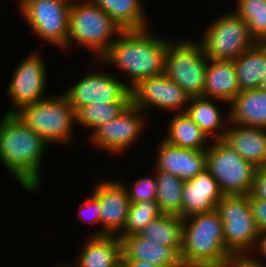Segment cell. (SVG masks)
<instances>
[{"label": "cell", "instance_id": "cell-1", "mask_svg": "<svg viewBox=\"0 0 266 267\" xmlns=\"http://www.w3.org/2000/svg\"><path fill=\"white\" fill-rule=\"evenodd\" d=\"M49 144L15 114L4 113L0 119V163L15 182L27 191L42 190V168Z\"/></svg>", "mask_w": 266, "mask_h": 267}, {"label": "cell", "instance_id": "cell-2", "mask_svg": "<svg viewBox=\"0 0 266 267\" xmlns=\"http://www.w3.org/2000/svg\"><path fill=\"white\" fill-rule=\"evenodd\" d=\"M141 30H124L108 50L98 59V64L112 66L126 75L124 84L131 90L141 80L164 73L165 54L174 38ZM129 78V79H128ZM127 81V82H126Z\"/></svg>", "mask_w": 266, "mask_h": 267}, {"label": "cell", "instance_id": "cell-3", "mask_svg": "<svg viewBox=\"0 0 266 267\" xmlns=\"http://www.w3.org/2000/svg\"><path fill=\"white\" fill-rule=\"evenodd\" d=\"M231 256L216 209L183 219L180 258L184 267H224Z\"/></svg>", "mask_w": 266, "mask_h": 267}, {"label": "cell", "instance_id": "cell-4", "mask_svg": "<svg viewBox=\"0 0 266 267\" xmlns=\"http://www.w3.org/2000/svg\"><path fill=\"white\" fill-rule=\"evenodd\" d=\"M122 32L118 24L91 0H77L70 6L65 50L75 44L89 50L98 60Z\"/></svg>", "mask_w": 266, "mask_h": 267}, {"label": "cell", "instance_id": "cell-5", "mask_svg": "<svg viewBox=\"0 0 266 267\" xmlns=\"http://www.w3.org/2000/svg\"><path fill=\"white\" fill-rule=\"evenodd\" d=\"M14 114L39 134L49 146L55 144L70 148L75 142V111L62 92L59 95L50 94L38 102L25 105Z\"/></svg>", "mask_w": 266, "mask_h": 267}, {"label": "cell", "instance_id": "cell-6", "mask_svg": "<svg viewBox=\"0 0 266 267\" xmlns=\"http://www.w3.org/2000/svg\"><path fill=\"white\" fill-rule=\"evenodd\" d=\"M184 35L173 39L166 50L164 74L176 82L190 98L203 96L209 59L202 44Z\"/></svg>", "mask_w": 266, "mask_h": 267}, {"label": "cell", "instance_id": "cell-7", "mask_svg": "<svg viewBox=\"0 0 266 267\" xmlns=\"http://www.w3.org/2000/svg\"><path fill=\"white\" fill-rule=\"evenodd\" d=\"M202 32L197 40L211 60H235L257 43L249 26L233 10L216 16Z\"/></svg>", "mask_w": 266, "mask_h": 267}, {"label": "cell", "instance_id": "cell-8", "mask_svg": "<svg viewBox=\"0 0 266 267\" xmlns=\"http://www.w3.org/2000/svg\"><path fill=\"white\" fill-rule=\"evenodd\" d=\"M206 169L217 181L223 195L233 196L250 194L258 168L219 139L211 140L206 150Z\"/></svg>", "mask_w": 266, "mask_h": 267}, {"label": "cell", "instance_id": "cell-9", "mask_svg": "<svg viewBox=\"0 0 266 267\" xmlns=\"http://www.w3.org/2000/svg\"><path fill=\"white\" fill-rule=\"evenodd\" d=\"M19 16L44 42L65 50L69 32L70 6L61 0H16Z\"/></svg>", "mask_w": 266, "mask_h": 267}, {"label": "cell", "instance_id": "cell-10", "mask_svg": "<svg viewBox=\"0 0 266 267\" xmlns=\"http://www.w3.org/2000/svg\"><path fill=\"white\" fill-rule=\"evenodd\" d=\"M216 210L223 222L226 249L233 254H250L259 239L248 195L223 196Z\"/></svg>", "mask_w": 266, "mask_h": 267}, {"label": "cell", "instance_id": "cell-11", "mask_svg": "<svg viewBox=\"0 0 266 267\" xmlns=\"http://www.w3.org/2000/svg\"><path fill=\"white\" fill-rule=\"evenodd\" d=\"M41 48L31 50L13 69L6 88L12 102L6 114H14L25 105L33 104L49 96L48 68ZM48 91V94L46 93ZM47 94V95H46Z\"/></svg>", "mask_w": 266, "mask_h": 267}, {"label": "cell", "instance_id": "cell-12", "mask_svg": "<svg viewBox=\"0 0 266 267\" xmlns=\"http://www.w3.org/2000/svg\"><path fill=\"white\" fill-rule=\"evenodd\" d=\"M96 69L75 80V84H70L63 91L75 112L91 104L132 103L131 90L123 82L125 78L120 79L111 71Z\"/></svg>", "mask_w": 266, "mask_h": 267}, {"label": "cell", "instance_id": "cell-13", "mask_svg": "<svg viewBox=\"0 0 266 267\" xmlns=\"http://www.w3.org/2000/svg\"><path fill=\"white\" fill-rule=\"evenodd\" d=\"M147 123V114L131 103L118 117L99 126L87 142L108 155L124 156L123 152L126 153L139 142Z\"/></svg>", "mask_w": 266, "mask_h": 267}, {"label": "cell", "instance_id": "cell-14", "mask_svg": "<svg viewBox=\"0 0 266 267\" xmlns=\"http://www.w3.org/2000/svg\"><path fill=\"white\" fill-rule=\"evenodd\" d=\"M190 96L164 73L141 80L131 89V101L146 114L160 111L186 112Z\"/></svg>", "mask_w": 266, "mask_h": 267}, {"label": "cell", "instance_id": "cell-15", "mask_svg": "<svg viewBox=\"0 0 266 267\" xmlns=\"http://www.w3.org/2000/svg\"><path fill=\"white\" fill-rule=\"evenodd\" d=\"M91 193L101 206V236H118L123 230L131 201L126 188L117 179H96Z\"/></svg>", "mask_w": 266, "mask_h": 267}, {"label": "cell", "instance_id": "cell-16", "mask_svg": "<svg viewBox=\"0 0 266 267\" xmlns=\"http://www.w3.org/2000/svg\"><path fill=\"white\" fill-rule=\"evenodd\" d=\"M157 143L152 171H165L188 181L206 169V150L179 148L162 139Z\"/></svg>", "mask_w": 266, "mask_h": 267}, {"label": "cell", "instance_id": "cell-17", "mask_svg": "<svg viewBox=\"0 0 266 267\" xmlns=\"http://www.w3.org/2000/svg\"><path fill=\"white\" fill-rule=\"evenodd\" d=\"M223 196L217 181L205 169L183 183L181 218L215 210Z\"/></svg>", "mask_w": 266, "mask_h": 267}, {"label": "cell", "instance_id": "cell-18", "mask_svg": "<svg viewBox=\"0 0 266 267\" xmlns=\"http://www.w3.org/2000/svg\"><path fill=\"white\" fill-rule=\"evenodd\" d=\"M118 238L121 240L122 260H144L165 267H184L180 258L182 247L157 244L139 234Z\"/></svg>", "mask_w": 266, "mask_h": 267}, {"label": "cell", "instance_id": "cell-19", "mask_svg": "<svg viewBox=\"0 0 266 267\" xmlns=\"http://www.w3.org/2000/svg\"><path fill=\"white\" fill-rule=\"evenodd\" d=\"M88 237L81 243L77 262L65 263V267H116L122 262L121 240L118 236L89 234Z\"/></svg>", "mask_w": 266, "mask_h": 267}, {"label": "cell", "instance_id": "cell-20", "mask_svg": "<svg viewBox=\"0 0 266 267\" xmlns=\"http://www.w3.org/2000/svg\"><path fill=\"white\" fill-rule=\"evenodd\" d=\"M222 140L257 168L266 167V129L228 123Z\"/></svg>", "mask_w": 266, "mask_h": 267}, {"label": "cell", "instance_id": "cell-21", "mask_svg": "<svg viewBox=\"0 0 266 267\" xmlns=\"http://www.w3.org/2000/svg\"><path fill=\"white\" fill-rule=\"evenodd\" d=\"M228 107L229 123L266 129V89L240 91Z\"/></svg>", "mask_w": 266, "mask_h": 267}, {"label": "cell", "instance_id": "cell-22", "mask_svg": "<svg viewBox=\"0 0 266 267\" xmlns=\"http://www.w3.org/2000/svg\"><path fill=\"white\" fill-rule=\"evenodd\" d=\"M239 92L233 60L209 59L203 97L221 100L223 106L229 105Z\"/></svg>", "mask_w": 266, "mask_h": 267}, {"label": "cell", "instance_id": "cell-23", "mask_svg": "<svg viewBox=\"0 0 266 267\" xmlns=\"http://www.w3.org/2000/svg\"><path fill=\"white\" fill-rule=\"evenodd\" d=\"M217 101L223 102L203 96L191 98L185 112L210 140L223 139L229 123V112L223 113Z\"/></svg>", "mask_w": 266, "mask_h": 267}, {"label": "cell", "instance_id": "cell-24", "mask_svg": "<svg viewBox=\"0 0 266 267\" xmlns=\"http://www.w3.org/2000/svg\"><path fill=\"white\" fill-rule=\"evenodd\" d=\"M170 115L162 140L179 148L207 150L211 140L185 112Z\"/></svg>", "mask_w": 266, "mask_h": 267}, {"label": "cell", "instance_id": "cell-25", "mask_svg": "<svg viewBox=\"0 0 266 267\" xmlns=\"http://www.w3.org/2000/svg\"><path fill=\"white\" fill-rule=\"evenodd\" d=\"M124 30L150 27L144 0H91ZM149 23V24H148Z\"/></svg>", "mask_w": 266, "mask_h": 267}, {"label": "cell", "instance_id": "cell-26", "mask_svg": "<svg viewBox=\"0 0 266 267\" xmlns=\"http://www.w3.org/2000/svg\"><path fill=\"white\" fill-rule=\"evenodd\" d=\"M233 62L240 91L260 88L266 70V44L257 42Z\"/></svg>", "mask_w": 266, "mask_h": 267}, {"label": "cell", "instance_id": "cell-27", "mask_svg": "<svg viewBox=\"0 0 266 267\" xmlns=\"http://www.w3.org/2000/svg\"><path fill=\"white\" fill-rule=\"evenodd\" d=\"M183 219L176 215L162 214L151 221L138 234L157 244L182 247Z\"/></svg>", "mask_w": 266, "mask_h": 267}, {"label": "cell", "instance_id": "cell-28", "mask_svg": "<svg viewBox=\"0 0 266 267\" xmlns=\"http://www.w3.org/2000/svg\"><path fill=\"white\" fill-rule=\"evenodd\" d=\"M157 179L156 201L163 214L181 217L183 183L165 171H152Z\"/></svg>", "mask_w": 266, "mask_h": 267}, {"label": "cell", "instance_id": "cell-29", "mask_svg": "<svg viewBox=\"0 0 266 267\" xmlns=\"http://www.w3.org/2000/svg\"><path fill=\"white\" fill-rule=\"evenodd\" d=\"M131 103L91 104L80 107L75 112V126L88 129V137L101 125L122 114Z\"/></svg>", "mask_w": 266, "mask_h": 267}, {"label": "cell", "instance_id": "cell-30", "mask_svg": "<svg viewBox=\"0 0 266 267\" xmlns=\"http://www.w3.org/2000/svg\"><path fill=\"white\" fill-rule=\"evenodd\" d=\"M233 11L249 26L258 43L266 44V0H235Z\"/></svg>", "mask_w": 266, "mask_h": 267}, {"label": "cell", "instance_id": "cell-31", "mask_svg": "<svg viewBox=\"0 0 266 267\" xmlns=\"http://www.w3.org/2000/svg\"><path fill=\"white\" fill-rule=\"evenodd\" d=\"M162 214L156 200L131 203L125 226L118 237L138 234Z\"/></svg>", "mask_w": 266, "mask_h": 267}, {"label": "cell", "instance_id": "cell-32", "mask_svg": "<svg viewBox=\"0 0 266 267\" xmlns=\"http://www.w3.org/2000/svg\"><path fill=\"white\" fill-rule=\"evenodd\" d=\"M151 173V176L136 178L129 185L125 181L118 179L126 188L131 203L156 200L157 179L155 174Z\"/></svg>", "mask_w": 266, "mask_h": 267}, {"label": "cell", "instance_id": "cell-33", "mask_svg": "<svg viewBox=\"0 0 266 267\" xmlns=\"http://www.w3.org/2000/svg\"><path fill=\"white\" fill-rule=\"evenodd\" d=\"M101 206L99 201L91 194H89L88 198H85L82 203H80V207L78 208V219H81L84 223H88L94 227L97 226V230L95 227V232H91V236H101Z\"/></svg>", "mask_w": 266, "mask_h": 267}, {"label": "cell", "instance_id": "cell-34", "mask_svg": "<svg viewBox=\"0 0 266 267\" xmlns=\"http://www.w3.org/2000/svg\"><path fill=\"white\" fill-rule=\"evenodd\" d=\"M249 199L266 200V167L258 168L254 174L253 185Z\"/></svg>", "mask_w": 266, "mask_h": 267}, {"label": "cell", "instance_id": "cell-35", "mask_svg": "<svg viewBox=\"0 0 266 267\" xmlns=\"http://www.w3.org/2000/svg\"><path fill=\"white\" fill-rule=\"evenodd\" d=\"M252 215L261 233H266V200L249 199Z\"/></svg>", "mask_w": 266, "mask_h": 267}, {"label": "cell", "instance_id": "cell-36", "mask_svg": "<svg viewBox=\"0 0 266 267\" xmlns=\"http://www.w3.org/2000/svg\"><path fill=\"white\" fill-rule=\"evenodd\" d=\"M224 267H266L258 262L251 254H233Z\"/></svg>", "mask_w": 266, "mask_h": 267}, {"label": "cell", "instance_id": "cell-37", "mask_svg": "<svg viewBox=\"0 0 266 267\" xmlns=\"http://www.w3.org/2000/svg\"><path fill=\"white\" fill-rule=\"evenodd\" d=\"M250 254L258 262L266 264V233H261L254 250Z\"/></svg>", "mask_w": 266, "mask_h": 267}, {"label": "cell", "instance_id": "cell-38", "mask_svg": "<svg viewBox=\"0 0 266 267\" xmlns=\"http://www.w3.org/2000/svg\"><path fill=\"white\" fill-rule=\"evenodd\" d=\"M125 267H165L144 260H122Z\"/></svg>", "mask_w": 266, "mask_h": 267}, {"label": "cell", "instance_id": "cell-39", "mask_svg": "<svg viewBox=\"0 0 266 267\" xmlns=\"http://www.w3.org/2000/svg\"><path fill=\"white\" fill-rule=\"evenodd\" d=\"M260 88L266 89V70L263 73V76L260 82Z\"/></svg>", "mask_w": 266, "mask_h": 267}, {"label": "cell", "instance_id": "cell-40", "mask_svg": "<svg viewBox=\"0 0 266 267\" xmlns=\"http://www.w3.org/2000/svg\"><path fill=\"white\" fill-rule=\"evenodd\" d=\"M61 1H64L68 4H73L74 2H76L77 0H61Z\"/></svg>", "mask_w": 266, "mask_h": 267}, {"label": "cell", "instance_id": "cell-41", "mask_svg": "<svg viewBox=\"0 0 266 267\" xmlns=\"http://www.w3.org/2000/svg\"><path fill=\"white\" fill-rule=\"evenodd\" d=\"M116 267H125L124 264L121 262L118 266Z\"/></svg>", "mask_w": 266, "mask_h": 267}, {"label": "cell", "instance_id": "cell-42", "mask_svg": "<svg viewBox=\"0 0 266 267\" xmlns=\"http://www.w3.org/2000/svg\"><path fill=\"white\" fill-rule=\"evenodd\" d=\"M55 266H56V267H65V266H64V263L61 264V265H58V264H57V265H55Z\"/></svg>", "mask_w": 266, "mask_h": 267}]
</instances>
